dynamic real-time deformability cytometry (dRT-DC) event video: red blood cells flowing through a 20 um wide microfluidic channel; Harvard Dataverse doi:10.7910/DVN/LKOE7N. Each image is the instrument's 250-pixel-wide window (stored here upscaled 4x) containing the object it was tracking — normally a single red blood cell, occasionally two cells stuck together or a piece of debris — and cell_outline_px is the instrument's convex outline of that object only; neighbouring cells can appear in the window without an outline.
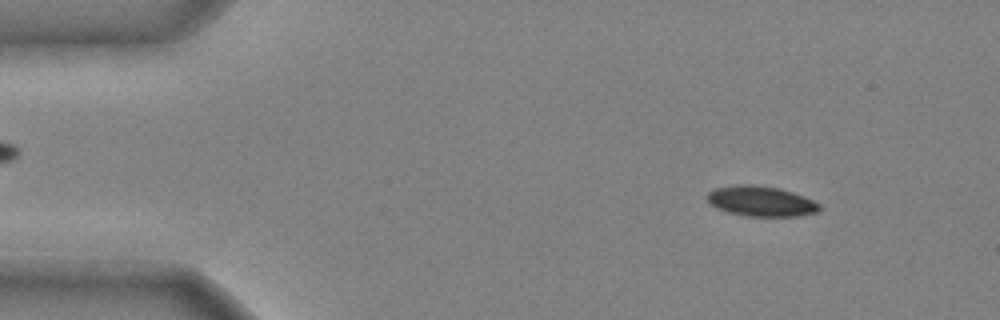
{"species": "common noctule bat (a hibernating species)", "species_latin": "Nyctalus noctula", "temperature_condition": "cold", "stored_images_in_passage": 47, "camera_frame_rate_fps": 3000, "um_per_image_px": 0.085, "animal": {"sex": "male", "body_mass_g": 20.4}, "frame": {"image": 1, "passage_image": 5, "time_ms": 1.333, "image_size_px": [1000, 320], "cell_outline_px": [[824, 208], [816, 212], [796, 216], [748, 216], [728, 212], [716, 208], [708, 200], [708, 192], [716, 188], [744, 184], [752, 184], [776, 188], [792, 192], [804, 196], [820, 204]], "centroid_in_image_um": [64.72, 17.11], "position_along_channel_um": 20.3, "area_um2": 19.54}}
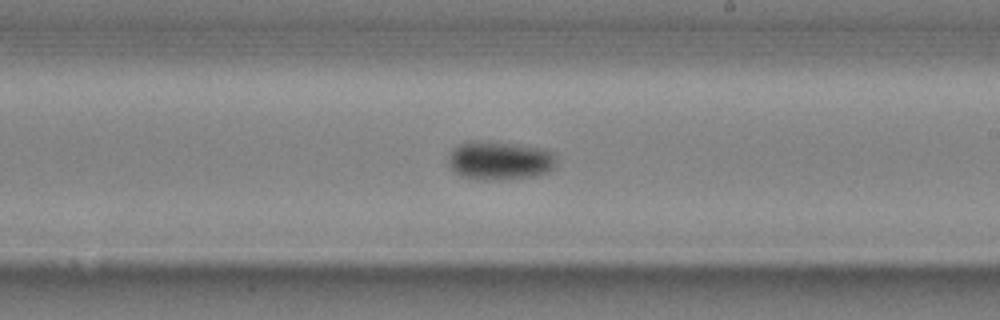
{"frame": {"image": 2, "passage_image": 28, "time_ms": 9.0, "image_size_px": [1000, 320], "cell_outline_px": [[556, 164], [548, 172], [536, 176], [492, 180], [484, 180], [460, 176], [452, 168], [448, 160], [448, 156], [460, 144], [468, 140], [484, 140], [520, 144], [544, 148], [552, 152]], "centroid_in_image_um": [42.48, 13.62], "position_along_channel_um": 246.5, "area_um2": 24.45}}
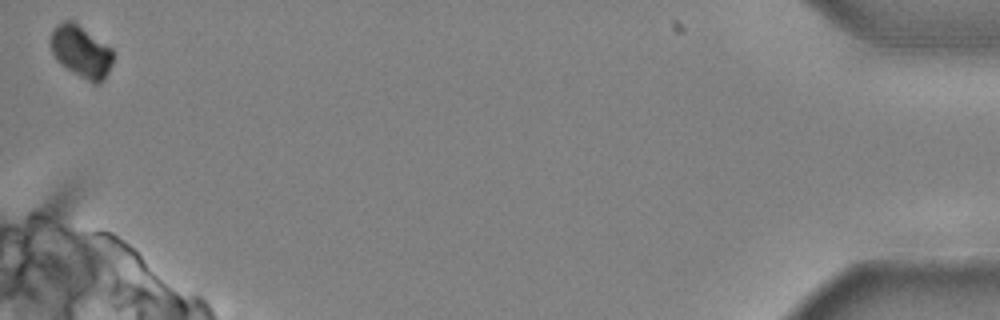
{"frame": {"image": 3, "passage_image": 47, "time_ms": 15.333, "image_size_px": [1000, 320], "cell_outline_px": [[112, 64], [104, 80], [100, 84], [92, 84], [60, 64], [56, 60], [48, 44], [48, 40], [52, 28], [56, 24], [64, 20], [72, 20], [112, 48]], "centroid_in_image_um": [6.85, 4.38], "position_along_channel_um": 428.4, "area_um2": 19.31}, "authors_computed_cell_mechanics": {"area_um2": 20.8658, "velocity_mm_per_s": 3.9711, "shape_relaxation_time_tau1_ms": 5.2874, "shape_relaxation_time_tau2_ms": null, "deformation_change_tau1": 0.1707, "deformation_change_tau2": null}}